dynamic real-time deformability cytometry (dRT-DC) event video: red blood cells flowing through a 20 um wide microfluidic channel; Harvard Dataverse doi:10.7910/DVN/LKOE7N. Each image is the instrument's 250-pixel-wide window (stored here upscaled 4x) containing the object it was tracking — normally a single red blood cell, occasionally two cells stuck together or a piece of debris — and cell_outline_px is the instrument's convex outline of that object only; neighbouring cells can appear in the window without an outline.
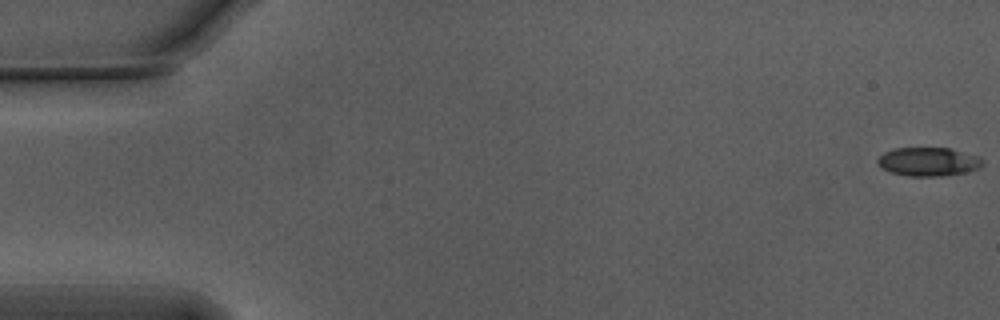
{"species": "Egyptian fruit bat (a non-hibernating species)", "species_latin": "Rousettus aegyptiacus", "temperature_condition": "warm", "stored_images_in_passage": 55, "camera_frame_rate_fps": 3000, "um_per_image_px": 0.085, "animal": {"sex": "male"}, "frame": {"image": 1, "passage_image": 1, "time_ms": 0.0, "image_size_px": [1000, 320], "cell_outline_px": [[984, 164], [980, 168], [964, 172], [940, 176], [908, 176], [892, 172], [876, 164], [876, 160], [884, 152], [892, 148], [948, 148], [980, 156], [984, 160]], "centroid_in_image_um": [78.93, 13.73], "position_along_channel_um": 6.1, "area_um2": 17.57}}
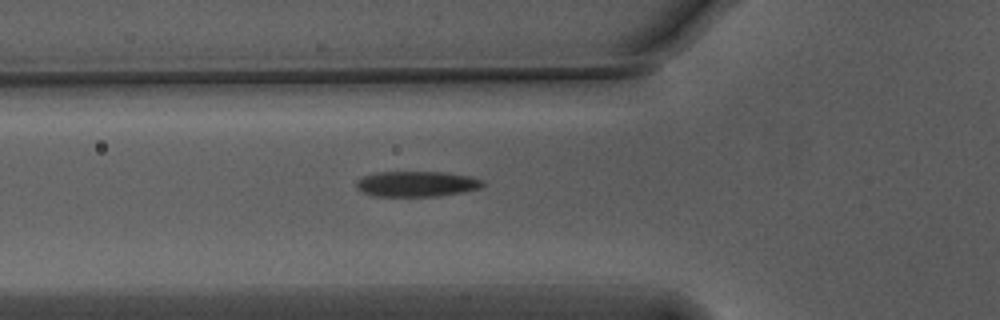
{"frame": {"image": 2, "passage_image": 20, "time_ms": 6.333, "image_size_px": [1000, 320], "cell_outline_px": [[484, 184], [480, 188], [460, 192], [436, 196], [372, 196], [356, 188], [356, 180], [364, 176], [380, 172], [444, 172], [472, 176], [484, 180]], "centroid_in_image_um": [35.42, 15.63], "position_along_channel_um": 90.4, "area_um2": 18.73}}
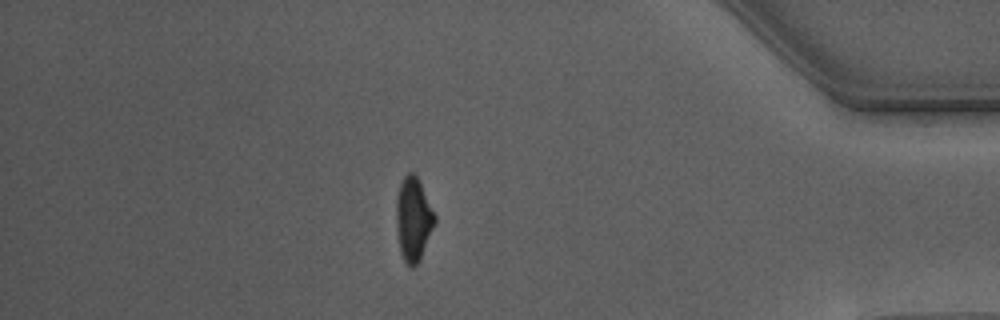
{"frame": {"image": 3, "passage_image": 48, "time_ms": 15.667, "image_size_px": [1000, 320], "cell_outline_px": [[436, 220], [420, 260], [412, 268], [404, 260], [400, 252], [396, 224], [396, 200], [400, 184], [404, 176], [408, 172], [412, 172], [416, 176], [436, 216]], "centroid_in_image_um": [35.12, 18.64], "position_along_channel_um": 400.1, "area_um2": 18.44}, "authors_computed_cell_mechanics": {"area_um2": 18.496, "velocity_mm_per_s": 3.7567, "shape_relaxation_time_tau1_ms": 3.3138, "shape_relaxation_time_tau2_ms": 2.2734, "deformation_change_tau1": 0.1923, "deformation_change_tau2": 0.0766}}